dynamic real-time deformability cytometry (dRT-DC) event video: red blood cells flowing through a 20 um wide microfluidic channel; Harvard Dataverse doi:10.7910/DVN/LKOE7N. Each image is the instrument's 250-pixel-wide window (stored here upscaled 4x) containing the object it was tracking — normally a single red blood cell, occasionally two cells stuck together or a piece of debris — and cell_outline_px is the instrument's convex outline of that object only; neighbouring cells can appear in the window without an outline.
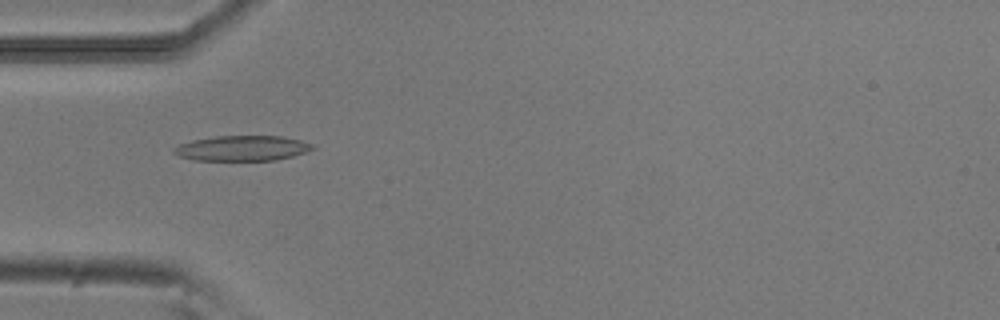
{"species": "common noctule bat (a hibernating species)", "species_latin": "Nyctalus noctula", "temperature_condition": "room temperature", "stored_images_in_passage": 27, "camera_frame_rate_fps": 3000, "um_per_image_px": 0.085, "animal": {"sex": "male", "body_mass_g": 20.5, "forearm_length_mm": 52.5}, "frame": {"image": 1, "passage_image": 4, "time_ms": 1.0, "image_size_px": [1000, 320], "cell_outline_px": [[316, 148], [292, 156], [276, 160], [192, 160], [180, 156], [172, 152], [172, 148], [180, 144], [192, 140], [216, 136], [280, 136], [300, 140], [312, 144]], "centroid_in_image_um": [20.56, 12.6], "position_along_channel_um": 64.4, "area_um2": 20.29}}
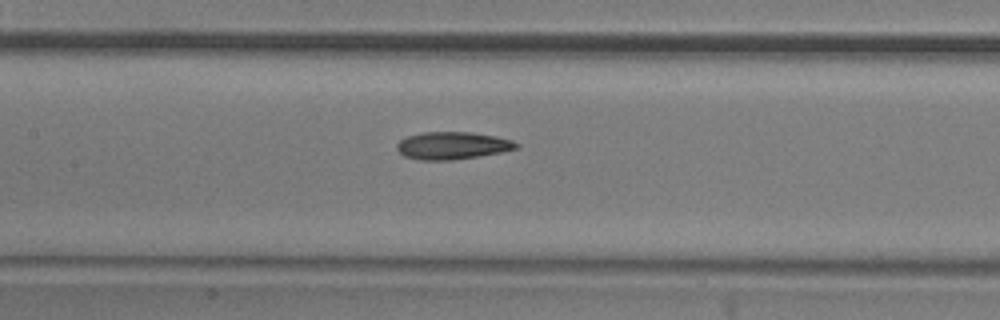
{"frame": {"image": 2, "passage_image": 12, "time_ms": 3.667, "image_size_px": [1000, 320], "cell_outline_px": [[520, 148], [480, 156], [452, 160], [420, 160], [404, 156], [396, 148], [396, 144], [400, 140], [408, 136], [424, 132], [472, 132], [496, 136], [512, 140], [520, 144]], "centroid_in_image_um": [38.48, 12.37], "position_along_channel_um": 168.9, "area_um2": 19.19}}
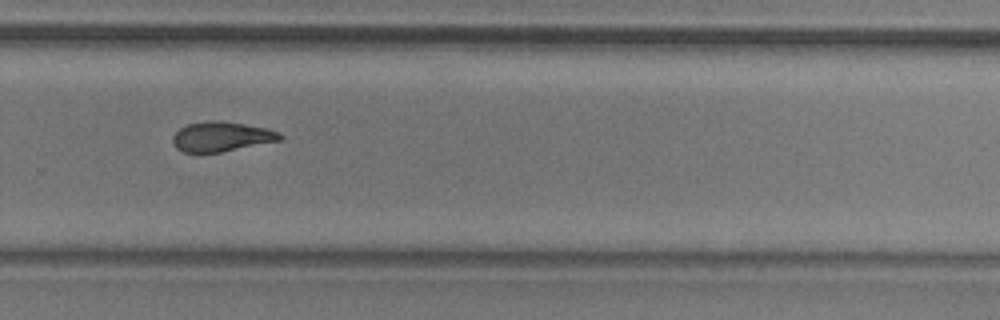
{"frame": {"image": 3, "passage_image": 23, "time_ms": 7.333, "image_size_px": [1000, 320], "cell_outline_px": [[284, 136], [280, 140], [220, 152], [184, 152], [176, 148], [172, 140], [172, 136], [180, 128], [188, 124], [244, 124], [264, 128], [280, 132]], "centroid_in_image_um": [18.83, 11.67], "position_along_channel_um": 311.0, "area_um2": 17.46}, "authors_computed_cell_mechanics": {"area_um2": 18.6694, "velocity_mm_per_s": 3.8969, "shape_relaxation_time_tau1_ms": 6.4989, "shape_relaxation_time_tau2_ms": 4.6525, "deformation_change_tau1": 0.1771, "deformation_change_tau2": 0.1294}}